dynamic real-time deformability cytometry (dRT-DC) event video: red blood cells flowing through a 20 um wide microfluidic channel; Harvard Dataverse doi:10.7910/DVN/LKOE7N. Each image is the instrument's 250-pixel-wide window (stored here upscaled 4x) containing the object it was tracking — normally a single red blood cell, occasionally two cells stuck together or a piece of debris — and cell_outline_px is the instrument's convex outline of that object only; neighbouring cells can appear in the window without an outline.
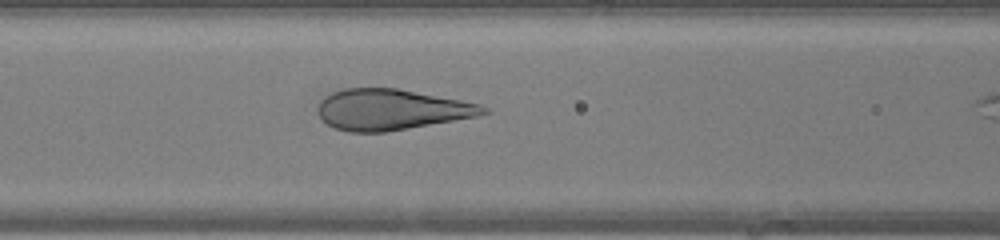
{"species": "human", "species_latin": "Homo sapiens", "temperature_condition": "warm", "stored_images_in_passage": 11, "camera_frame_rate_fps": 3000, "um_per_image_px": 0.085, "donor": {"sex": "female"}, "frame": {"image": 1, "passage_image": 7, "time_ms": 2.0, "image_size_px": [1000, 240], "cell_outline_px": [[492, 112], [480, 116], [384, 132], [348, 132], [336, 128], [328, 124], [320, 116], [316, 108], [320, 100], [324, 96], [332, 92], [344, 88], [396, 88], [460, 100], [480, 104], [492, 108]], "centroid_in_image_um": [33.29, 9.31], "position_along_channel_um": 133.3, "area_um2": 39.42}}
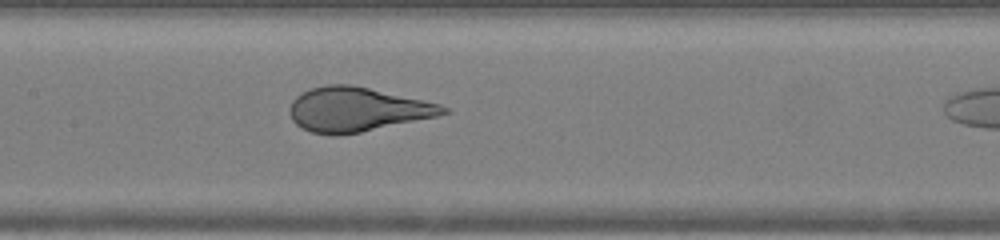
{"frame": {"image": 2, "passage_image": 10, "time_ms": 3.0, "image_size_px": [1000, 240], "cell_outline_px": [[452, 112], [436, 116], [360, 132], [312, 132], [296, 124], [292, 120], [288, 112], [292, 100], [296, 96], [312, 88], [328, 84], [348, 84], [368, 88], [440, 104], [448, 108]], "centroid_in_image_um": [30.34, 9.27], "position_along_channel_um": 177.1, "area_um2": 38.44}}